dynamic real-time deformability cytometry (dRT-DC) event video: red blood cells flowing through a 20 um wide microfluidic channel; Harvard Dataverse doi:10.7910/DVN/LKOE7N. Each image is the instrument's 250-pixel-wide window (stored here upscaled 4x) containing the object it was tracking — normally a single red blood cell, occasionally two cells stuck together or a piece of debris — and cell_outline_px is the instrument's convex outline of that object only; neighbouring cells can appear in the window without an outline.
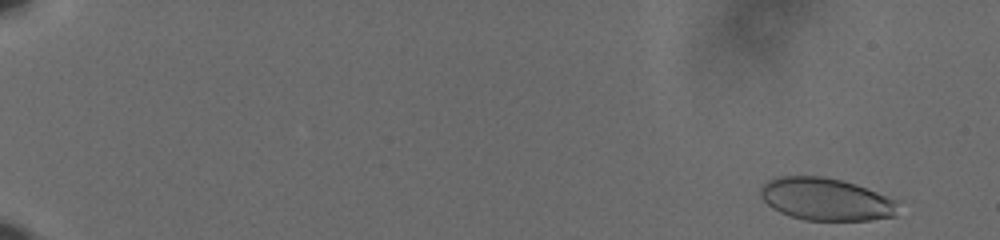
{"species": "human", "species_latin": "Homo sapiens", "temperature_condition": "cold", "stored_images_in_passage": 59, "camera_frame_rate_fps": 3000, "um_per_image_px": 0.085, "donor": {"sex": "male"}, "frame": {"image": 1, "passage_image": 3, "time_ms": 0.667, "image_size_px": [1000, 240], "cell_outline_px": [[900, 200], [896, 216], [868, 220], [804, 220], [788, 216], [772, 208], [760, 196], [760, 188], [768, 180], [776, 176], [824, 176], [856, 184]], "centroid_in_image_um": [70.23, 16.93], "position_along_channel_um": 14.8, "area_um2": 34.45}}
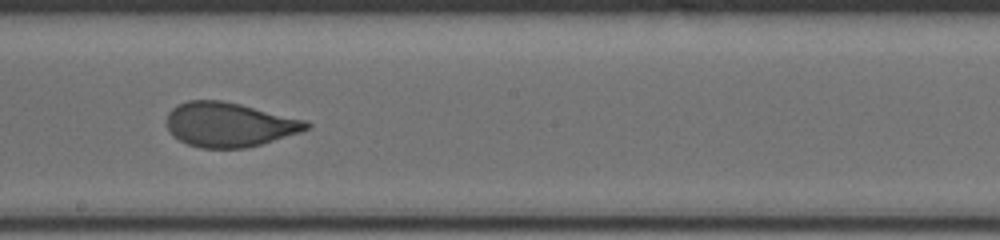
{"frame": {"image": 2, "passage_image": 36, "time_ms": 11.667, "image_size_px": [1000, 240], "cell_outline_px": [[312, 124], [308, 128], [300, 132], [248, 148], [200, 148], [188, 144], [172, 136], [168, 128], [168, 112], [172, 108], [188, 100], [220, 100], [240, 104], [308, 120]], "centroid_in_image_um": [19.5, 10.59], "position_along_channel_um": 228.7, "area_um2": 36.13}}
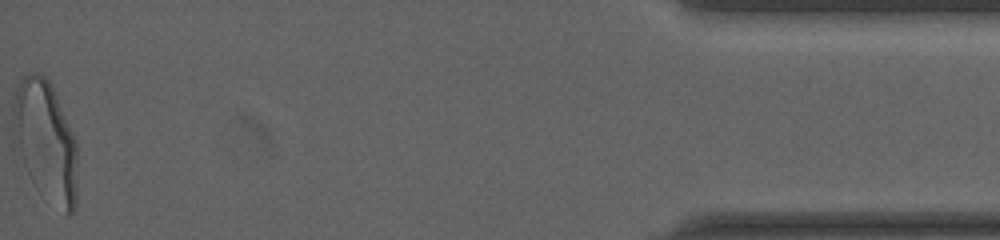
{"frame": {"image": 3, "passage_image": 59, "time_ms": 19.333, "image_size_px": [1000, 240], "cell_outline_px": [[76, 208], [68, 216], [64, 212], [12, 148], [12, 100], [16, 88], [20, 80], [24, 76], [32, 72], [40, 72], [48, 80], [56, 96], [76, 140]], "centroid_in_image_um": [3.83, 11.82], "position_along_channel_um": 431.4, "area_um2": 43.7}, "authors_computed_cell_mechanics": {"area_um2": 36.5296, "velocity_mm_per_s": 3.6311, "shape_relaxation_time_tau1_ms": 5.6679, "shape_relaxation_time_tau2_ms": null, "deformation_change_tau1": 0.1709, "deformation_change_tau2": null}}